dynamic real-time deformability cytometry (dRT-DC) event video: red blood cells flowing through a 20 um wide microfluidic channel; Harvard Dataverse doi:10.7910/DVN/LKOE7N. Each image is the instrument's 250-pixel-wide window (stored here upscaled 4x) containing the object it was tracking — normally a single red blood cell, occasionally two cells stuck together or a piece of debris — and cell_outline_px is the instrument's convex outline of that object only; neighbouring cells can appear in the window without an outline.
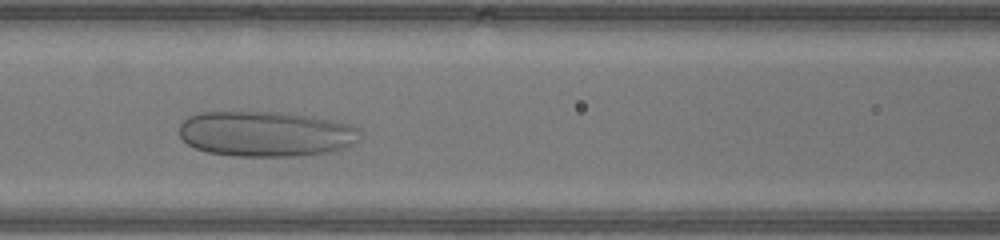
{"species": "human", "species_latin": "Homo sapiens", "temperature_condition": "warm", "stored_images_in_passage": 29, "camera_frame_rate_fps": 3000, "um_per_image_px": 0.085, "donor": {"sex": "male"}, "frame": {"image": 1, "passage_image": 10, "time_ms": 3.0, "image_size_px": [1000, 240], "cell_outline_px": [[360, 140], [352, 144], [332, 152], [296, 156], [236, 156], [208, 152], [196, 148], [188, 144], [180, 136], [180, 124], [188, 116], [200, 112], [280, 112], [312, 116], [332, 120], [348, 124], [356, 128], [360, 132]], "centroid_in_image_um": [22.6, 11.38], "position_along_channel_um": 144.0, "area_um2": 47.86}}
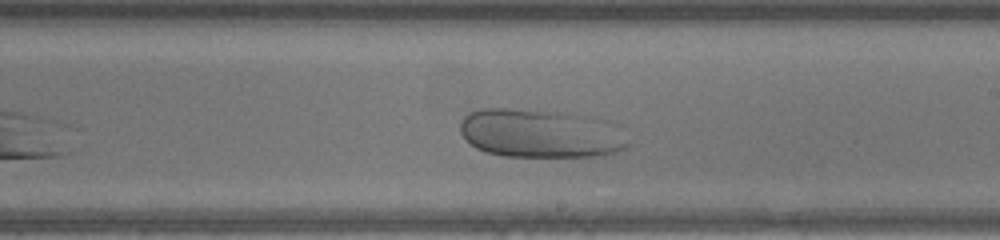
{"frame": {"image": 2, "passage_image": 17, "time_ms": 5.333, "image_size_px": [1000, 240], "cell_outline_px": [[628, 144], [624, 148], [604, 156], [504, 156], [488, 152], [476, 148], [460, 132], [460, 124], [464, 116], [468, 112], [480, 108], [508, 108], [568, 112], [584, 116]], "centroid_in_image_um": [45.65, 11.34], "position_along_channel_um": 243.4, "area_um2": 45.55}}
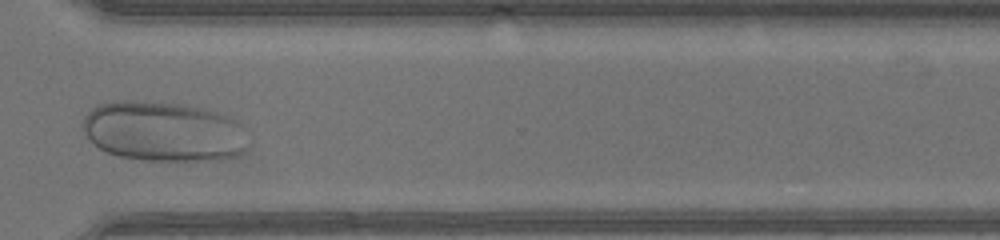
{"frame": {"image": 3, "passage_image": 25, "time_ms": 8.0, "image_size_px": [1000, 240], "cell_outline_px": [[248, 148], [236, 156], [220, 160], [144, 160], [120, 156], [108, 152], [100, 148], [84, 132], [84, 116], [92, 108], [100, 104], [112, 100], [132, 100], [184, 104], [200, 108], [236, 120], [240, 124]], "centroid_in_image_um": [13.88, 11.17], "position_along_channel_um": 356.7, "area_um2": 57.4}}